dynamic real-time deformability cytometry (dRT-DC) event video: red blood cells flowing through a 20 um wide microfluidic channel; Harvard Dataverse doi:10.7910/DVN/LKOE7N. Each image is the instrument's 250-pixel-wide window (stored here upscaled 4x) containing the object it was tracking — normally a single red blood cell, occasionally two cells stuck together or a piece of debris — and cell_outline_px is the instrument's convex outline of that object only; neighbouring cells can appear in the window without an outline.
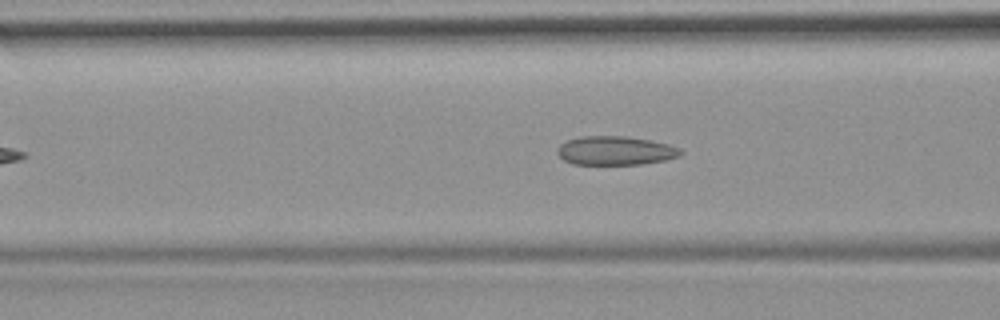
{"species": "common noctule bat (a hibernating species)", "species_latin": "Nyctalus noctula", "temperature_condition": "room temperature", "stored_images_in_passage": 14, "camera_frame_rate_fps": 3000, "um_per_image_px": 0.085, "animal": {"sex": "female", "body_mass_g": 19.9}, "frame": {"image": 1, "passage_image": 14, "time_ms": 4.333, "image_size_px": [1000, 320], "cell_outline_px": [[684, 152], [680, 156], [664, 160], [640, 164], [572, 164], [564, 160], [556, 152], [556, 148], [560, 144], [568, 140], [580, 136], [624, 136], [648, 140], [668, 144], [680, 148]], "centroid_in_image_um": [52.29, 12.8], "position_along_channel_um": 114.3, "area_um2": 20.69}}